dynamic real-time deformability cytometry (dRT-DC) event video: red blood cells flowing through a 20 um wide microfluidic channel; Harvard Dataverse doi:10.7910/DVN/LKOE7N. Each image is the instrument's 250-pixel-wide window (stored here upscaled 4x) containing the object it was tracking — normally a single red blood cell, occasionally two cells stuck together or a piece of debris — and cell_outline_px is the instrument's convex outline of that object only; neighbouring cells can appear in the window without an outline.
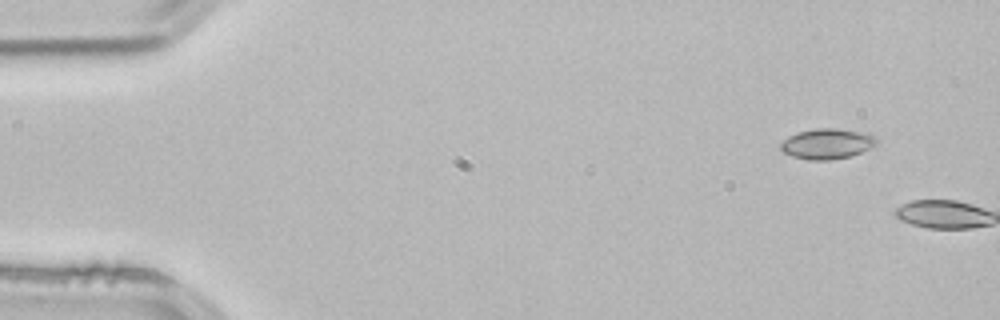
{"species": "common noctule bat (a hibernating species)", "species_latin": "Nyctalus noctula", "temperature_condition": "room temperature", "stored_images_in_passage": 2, "camera_frame_rate_fps": 3000, "um_per_image_px": 0.085, "animal": {"sex": "male", "body_mass_g": 21.5, "forearm_length_mm": 52.0}, "frame": {"image": 1, "passage_image": 1, "time_ms": 0.0, "image_size_px": [1000, 320], "cell_outline_px": [[876, 144], [872, 148], [852, 156], [828, 160], [808, 160], [792, 156], [784, 152], [780, 148], [780, 144], [788, 136], [796, 132], [816, 128], [836, 128], [868, 132], [876, 140]], "centroid_in_image_um": [70.31, 12.21], "position_along_channel_um": 14.7, "area_um2": 17.17}}